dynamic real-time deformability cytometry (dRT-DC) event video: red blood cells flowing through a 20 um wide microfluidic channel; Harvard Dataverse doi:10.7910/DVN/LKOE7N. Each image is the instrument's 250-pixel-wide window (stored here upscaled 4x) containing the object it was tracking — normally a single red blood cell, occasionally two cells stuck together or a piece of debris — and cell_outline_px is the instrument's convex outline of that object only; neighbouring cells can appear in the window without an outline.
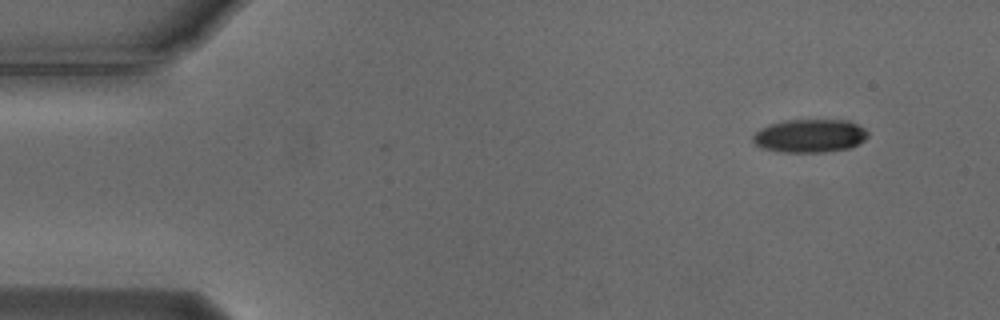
{"species": "Egyptian fruit bat (a non-hibernating species)", "species_latin": "Rousettus aegyptiacus", "temperature_condition": "cold", "stored_images_in_passage": 2, "camera_frame_rate_fps": 3000, "um_per_image_px": 0.085, "animal": {"sex": "male"}, "frame": {"image": 1, "passage_image": 2, "time_ms": 0.333, "image_size_px": [1000, 320], "cell_outline_px": [[868, 136], [860, 144], [848, 148], [824, 152], [780, 152], [760, 148], [752, 140], [752, 136], [760, 128], [772, 124], [788, 120], [848, 120], [864, 128], [868, 132]], "centroid_in_image_um": [68.84, 11.55], "position_along_channel_um": 16.2, "area_um2": 22.31}}